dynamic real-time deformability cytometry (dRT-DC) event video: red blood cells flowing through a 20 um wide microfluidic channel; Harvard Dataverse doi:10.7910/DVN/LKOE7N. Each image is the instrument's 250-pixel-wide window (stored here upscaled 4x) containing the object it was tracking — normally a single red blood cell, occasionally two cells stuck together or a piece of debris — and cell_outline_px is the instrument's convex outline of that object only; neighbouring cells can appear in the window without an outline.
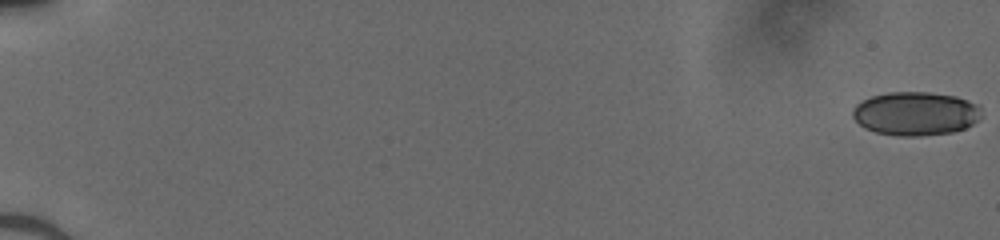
{"species": "human", "species_latin": "Homo sapiens", "temperature_condition": "cold", "stored_images_in_passage": 52, "camera_frame_rate_fps": 3000, "um_per_image_px": 0.085, "donor": {"sex": "male"}, "frame": {"image": 1, "passage_image": 1, "time_ms": 0.0, "image_size_px": [1000, 240], "cell_outline_px": [[980, 116], [972, 124], [964, 128], [952, 132], [920, 136], [900, 136], [876, 132], [864, 128], [852, 116], [852, 108], [860, 100], [872, 96], [888, 92], [928, 92], [956, 96], [980, 104]], "centroid_in_image_um": [77.8, 9.64], "position_along_channel_um": 7.2, "area_um2": 32.89}}
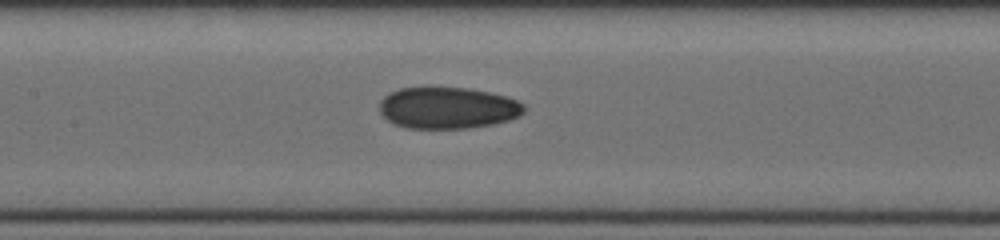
{"frame": {"image": 2, "passage_image": 28, "time_ms": 9.0, "image_size_px": [1000, 240], "cell_outline_px": [[524, 112], [520, 116], [508, 120], [492, 124], [468, 128], [404, 128], [388, 120], [380, 112], [380, 100], [388, 92], [400, 88], [432, 84], [468, 88], [492, 92], [516, 100], [524, 104]], "centroid_in_image_um": [38.02, 9.12], "position_along_channel_um": 169.4, "area_um2": 35.95}}
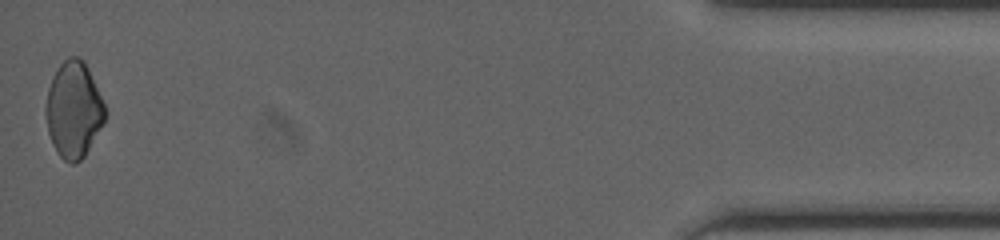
{"frame": {"image": 3, "passage_image": 52, "time_ms": 17.0, "image_size_px": [1000, 240], "cell_outline_px": [[104, 120], [84, 156], [80, 160], [72, 164], [64, 160], [56, 152], [52, 144], [48, 132], [44, 112], [44, 108], [48, 88], [52, 76], [60, 64], [68, 56], [80, 56], [84, 60], [88, 68], [104, 104]], "centroid_in_image_um": [6.21, 9.3], "position_along_channel_um": 429.0, "area_um2": 33.0}}